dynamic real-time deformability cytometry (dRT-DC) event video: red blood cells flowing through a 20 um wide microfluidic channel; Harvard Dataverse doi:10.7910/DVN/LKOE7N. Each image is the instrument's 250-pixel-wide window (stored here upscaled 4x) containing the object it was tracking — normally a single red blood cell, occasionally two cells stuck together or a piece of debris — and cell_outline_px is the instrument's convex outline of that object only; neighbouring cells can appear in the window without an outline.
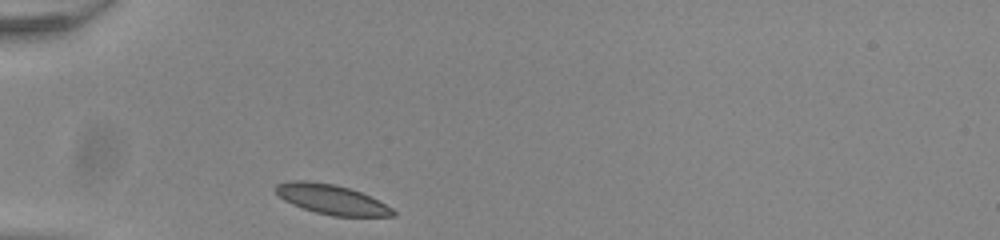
{"species": "common noctule bat (a hibernating species)", "species_latin": "Nyctalus noctula", "temperature_condition": "room temperature", "stored_images_in_passage": 29, "camera_frame_rate_fps": 3000, "um_per_image_px": 0.085, "animal": {"sex": "male", "body_mass_g": 20.0, "forearm_length_mm": 53.3}, "frame": {"image": 1, "passage_image": 1, "time_ms": 0.0, "image_size_px": [1000, 240], "cell_outline_px": [[396, 216], [332, 216], [316, 212], [292, 204], [284, 200], [276, 192], [276, 184], [292, 180], [308, 180], [336, 184], [360, 192], [392, 208], [396, 212]], "centroid_in_image_um": [28.16, 16.94], "position_along_channel_um": 56.8, "area_um2": 20.11}}
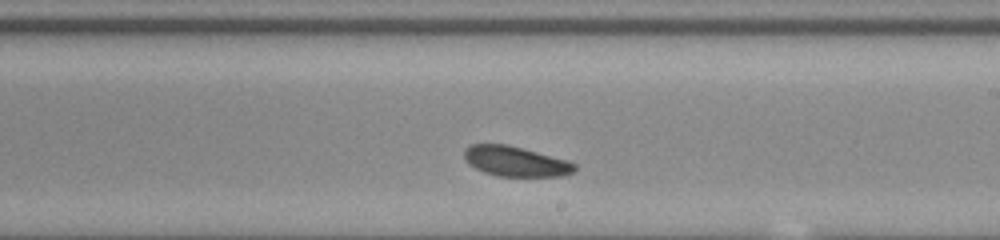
{"frame": {"image": 2, "passage_image": 17, "time_ms": 5.333, "image_size_px": [1000, 240], "cell_outline_px": [[576, 168], [572, 172], [560, 176], [496, 176], [484, 172], [468, 164], [464, 160], [464, 148], [472, 144], [508, 144], [524, 148], [568, 160], [576, 164]], "centroid_in_image_um": [43.8, 13.7], "position_along_channel_um": 245.2, "area_um2": 19.48}}
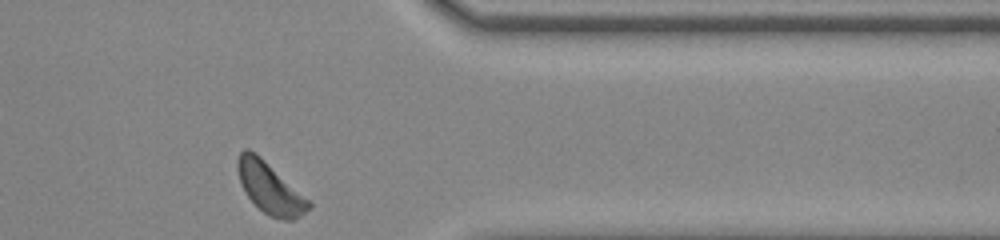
{"frame": {"image": 3, "passage_image": 29, "time_ms": 9.333, "image_size_px": [1000, 240], "cell_outline_px": [[312, 208], [292, 220], [280, 220], [268, 216], [248, 196], [240, 184], [236, 168], [236, 164], [240, 152], [244, 148], [248, 148], [256, 152], [308, 200], [312, 204]], "centroid_in_image_um": [22.9, 15.97], "position_along_channel_um": 388.5, "area_um2": 20.92}, "authors_computed_cell_mechanics": {"area_um2": 19.8254, "velocity_mm_per_s": 3.8116, "shape_relaxation_time_tau1_ms": 2.8562, "shape_relaxation_time_tau2_ms": null, "deformation_change_tau1": 0.064, "deformation_change_tau2": null}}